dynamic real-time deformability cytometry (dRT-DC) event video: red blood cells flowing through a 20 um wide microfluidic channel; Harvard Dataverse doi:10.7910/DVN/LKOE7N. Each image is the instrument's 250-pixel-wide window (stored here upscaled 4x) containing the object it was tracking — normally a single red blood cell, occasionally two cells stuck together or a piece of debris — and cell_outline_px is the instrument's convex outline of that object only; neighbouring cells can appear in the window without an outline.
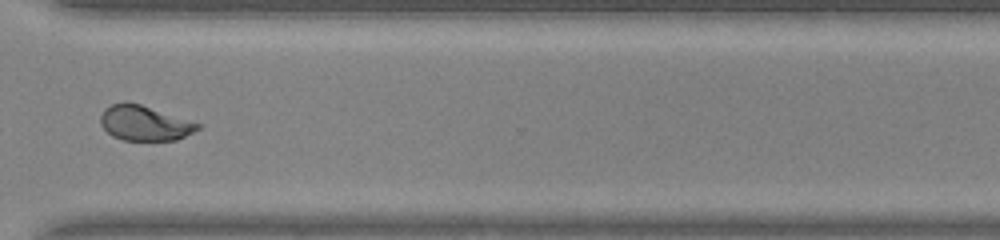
{"species": "common noctule bat (a hibernating species)", "species_latin": "Nyctalus noctula", "temperature_condition": "warm", "stored_images_in_passage": 32, "camera_frame_rate_fps": 3000, "um_per_image_px": 0.085, "animal": {"sex": "male", "body_mass_g": 20.0, "forearm_length_mm": 53.3}, "frame": {"image": 1, "passage_image": 23, "time_ms": 7.333, "image_size_px": [1000, 240], "cell_outline_px": [[200, 128], [176, 140], [124, 140], [112, 136], [100, 124], [100, 116], [104, 108], [112, 104], [124, 100], [140, 104], [200, 124]], "centroid_in_image_um": [12.22, 10.45], "position_along_channel_um": 358.4, "area_um2": 19.65}}